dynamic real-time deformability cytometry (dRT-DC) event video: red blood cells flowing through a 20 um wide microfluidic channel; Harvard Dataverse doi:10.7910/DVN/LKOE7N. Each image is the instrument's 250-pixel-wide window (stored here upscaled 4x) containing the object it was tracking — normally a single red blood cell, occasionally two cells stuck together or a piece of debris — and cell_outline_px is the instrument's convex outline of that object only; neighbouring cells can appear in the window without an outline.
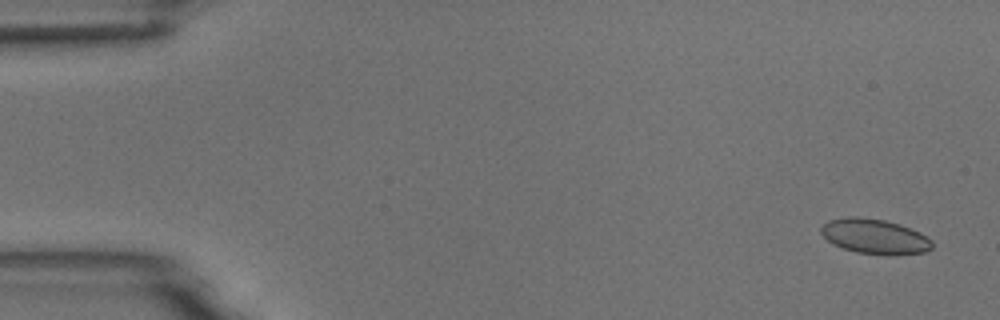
{"species": "common noctule bat (a hibernating species)", "species_latin": "Nyctalus noctula", "temperature_condition": "room temperature", "stored_images_in_passage": 57, "camera_frame_rate_fps": 3000, "um_per_image_px": 0.085, "animal": {"sex": "male", "body_mass_g": 18.8}, "frame": {"image": 1, "passage_image": 3, "time_ms": 0.667, "image_size_px": [1000, 320], "cell_outline_px": [[932, 248], [924, 252], [856, 252], [832, 244], [820, 232], [820, 228], [828, 220], [848, 216], [856, 216], [884, 220], [900, 224], [920, 232], [932, 240]], "centroid_in_image_um": [74.29, 20.03], "position_along_channel_um": 10.7, "area_um2": 21.79}}
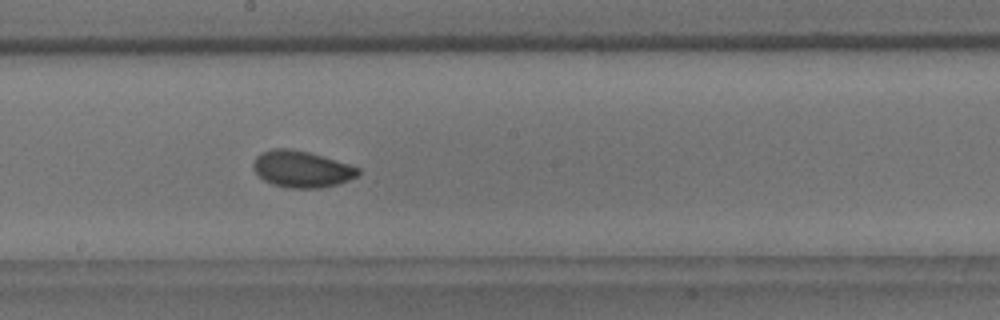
{"frame": {"image": 2, "passage_image": 31, "time_ms": 10.0, "image_size_px": [1000, 320], "cell_outline_px": [[360, 172], [356, 176], [348, 180], [336, 184], [320, 188], [288, 188], [272, 184], [264, 180], [256, 172], [252, 164], [256, 156], [260, 152], [272, 148], [288, 148], [308, 152], [348, 164], [360, 168]], "centroid_in_image_um": [25.61, 14.37], "position_along_channel_um": 222.6, "area_um2": 22.2}}
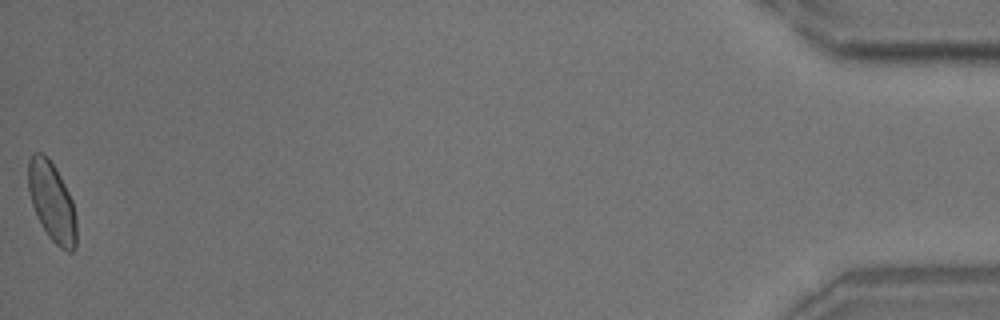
{"frame": {"image": 3, "passage_image": 56, "time_ms": 18.333, "image_size_px": [1000, 320], "cell_outline_px": [[76, 248], [72, 252], [68, 252], [60, 248], [48, 236], [40, 224], [32, 204], [28, 188], [28, 160], [32, 152], [40, 152], [48, 156], [60, 176], [72, 200], [76, 216]], "centroid_in_image_um": [4.41, 17.16], "position_along_channel_um": 430.8, "area_um2": 22.37}}